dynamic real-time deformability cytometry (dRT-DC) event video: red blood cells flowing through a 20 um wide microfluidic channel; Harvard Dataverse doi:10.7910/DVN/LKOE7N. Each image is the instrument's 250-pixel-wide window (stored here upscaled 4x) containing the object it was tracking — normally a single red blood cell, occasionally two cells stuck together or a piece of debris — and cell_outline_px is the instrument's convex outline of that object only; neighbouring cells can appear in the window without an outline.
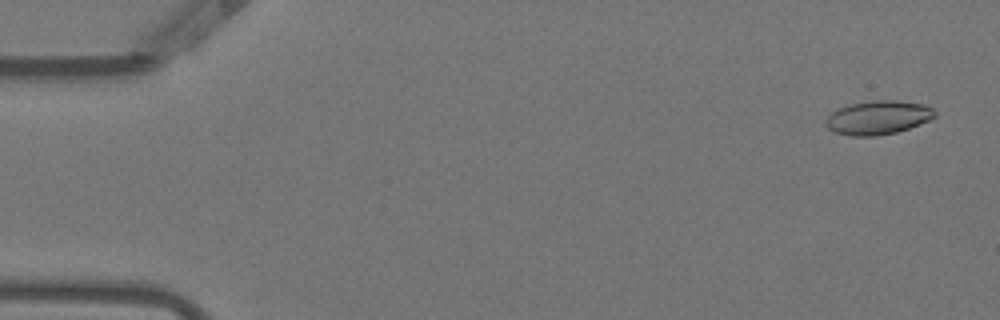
{"species": "Egyptian fruit bat (a non-hibernating species)", "species_latin": "Rousettus aegyptiacus", "temperature_condition": "warm", "stored_images_in_passage": 7, "camera_frame_rate_fps": 3000, "um_per_image_px": 0.085, "animal": {"sex": "female"}, "frame": {"image": 1, "passage_image": 2, "time_ms": 0.333, "image_size_px": [1000, 320], "cell_outline_px": [[936, 116], [920, 124], [896, 132], [876, 136], [852, 136], [836, 132], [828, 128], [824, 124], [828, 116], [832, 112], [848, 104], [876, 100], [896, 100], [928, 104], [936, 112]], "centroid_in_image_um": [74.66, 9.98], "position_along_channel_um": 10.3, "area_um2": 21.5}}